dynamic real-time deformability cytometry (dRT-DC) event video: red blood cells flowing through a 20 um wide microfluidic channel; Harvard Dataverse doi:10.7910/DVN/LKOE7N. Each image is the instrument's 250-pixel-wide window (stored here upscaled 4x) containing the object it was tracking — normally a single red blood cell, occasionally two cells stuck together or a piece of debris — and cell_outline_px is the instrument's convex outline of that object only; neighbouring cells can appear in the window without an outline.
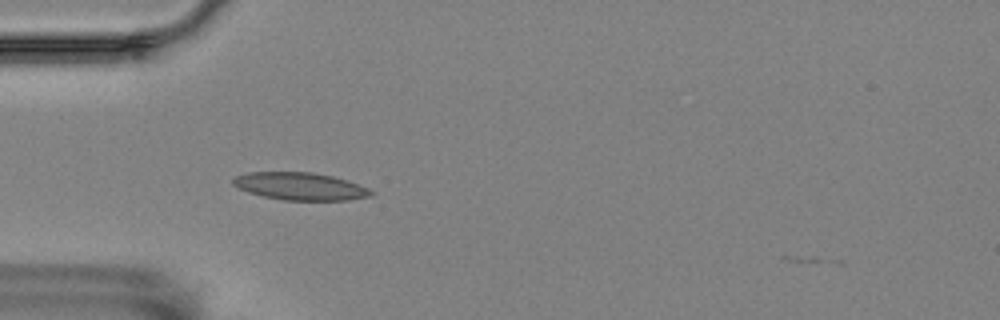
{"species": "Egyptian fruit bat (a non-hibernating species)", "species_latin": "Rousettus aegyptiacus", "temperature_condition": "room temperature", "stored_images_in_passage": 4, "camera_frame_rate_fps": 3000, "um_per_image_px": 0.085, "animal": {"sex": "female"}, "frame": {"image": 1, "passage_image": 1, "time_ms": 0.0, "image_size_px": [1000, 320], "cell_outline_px": [[376, 192], [372, 196], [348, 200], [284, 200], [264, 196], [248, 192], [236, 188], [232, 184], [232, 180], [236, 176], [248, 172], [312, 172], [332, 176], [348, 180], [368, 188]], "centroid_in_image_um": [25.53, 15.83], "position_along_channel_um": 59.5, "area_um2": 22.25}}